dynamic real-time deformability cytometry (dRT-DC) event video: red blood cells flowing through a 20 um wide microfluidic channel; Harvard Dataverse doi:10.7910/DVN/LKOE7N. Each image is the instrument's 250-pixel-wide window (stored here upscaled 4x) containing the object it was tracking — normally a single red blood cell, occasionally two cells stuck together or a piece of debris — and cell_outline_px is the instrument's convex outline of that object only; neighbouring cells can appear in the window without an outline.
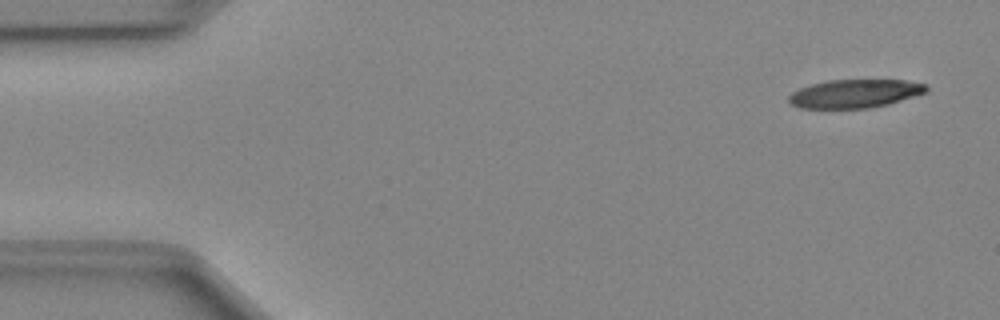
{"species": "Egyptian fruit bat (a non-hibernating species)", "species_latin": "Rousettus aegyptiacus", "temperature_condition": "cold", "stored_images_in_passage": 50, "camera_frame_rate_fps": 3000, "um_per_image_px": 0.085, "animal": {"sex": "female"}, "frame": {"image": 1, "passage_image": 3, "time_ms": 0.667, "image_size_px": [1000, 320], "cell_outline_px": [[928, 92], [888, 104], [868, 108], [800, 108], [792, 104], [788, 100], [788, 96], [792, 92], [800, 88], [812, 84], [828, 80], [904, 80], [928, 84]], "centroid_in_image_um": [72.69, 7.95], "position_along_channel_um": 12.3, "area_um2": 22.77}}
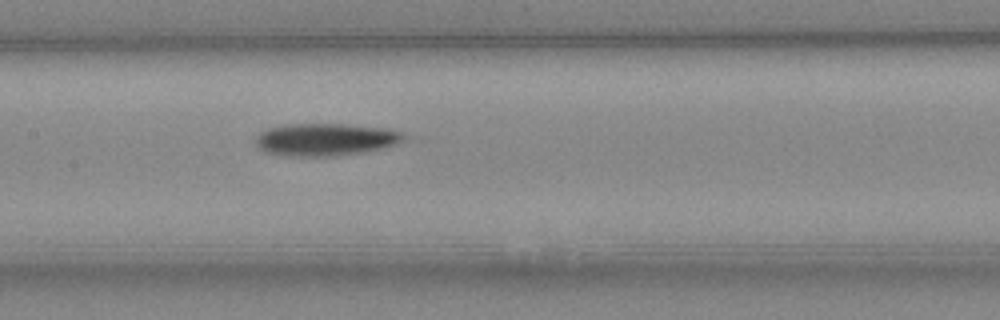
{"frame": {"image": 2, "passage_image": 24, "time_ms": 7.667, "image_size_px": [1000, 320], "cell_outline_px": [[404, 136], [400, 140], [392, 144], [380, 148], [364, 152], [332, 156], [292, 156], [268, 152], [260, 148], [256, 144], [256, 136], [260, 132], [268, 128], [284, 124], [340, 124], [384, 128], [400, 132]], "centroid_in_image_um": [27.58, 11.85], "position_along_channel_um": 179.8, "area_um2": 27.4}}
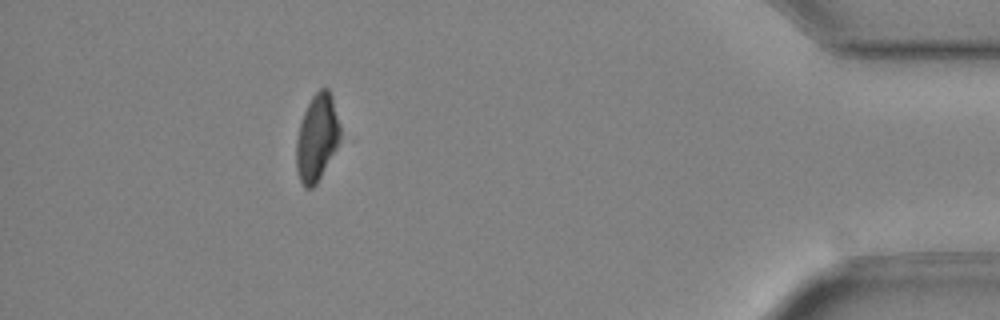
{"frame": {"image": 3, "passage_image": 45, "time_ms": 14.667, "image_size_px": [1000, 320], "cell_outline_px": [[340, 136], [336, 148], [316, 184], [312, 188], [304, 188], [296, 172], [296, 140], [300, 124], [304, 112], [312, 96], [320, 88], [328, 88], [332, 96], [340, 124]], "centroid_in_image_um": [26.93, 11.7], "position_along_channel_um": 408.3, "area_um2": 22.08}, "authors_computed_cell_mechanics": {"area_um2": 25.5765, "velocity_mm_per_s": 4.0314, "shape_relaxation_time_tau1_ms": 3.8971, "shape_relaxation_time_tau2_ms": null, "deformation_change_tau1": 0.1309, "deformation_change_tau2": null}}